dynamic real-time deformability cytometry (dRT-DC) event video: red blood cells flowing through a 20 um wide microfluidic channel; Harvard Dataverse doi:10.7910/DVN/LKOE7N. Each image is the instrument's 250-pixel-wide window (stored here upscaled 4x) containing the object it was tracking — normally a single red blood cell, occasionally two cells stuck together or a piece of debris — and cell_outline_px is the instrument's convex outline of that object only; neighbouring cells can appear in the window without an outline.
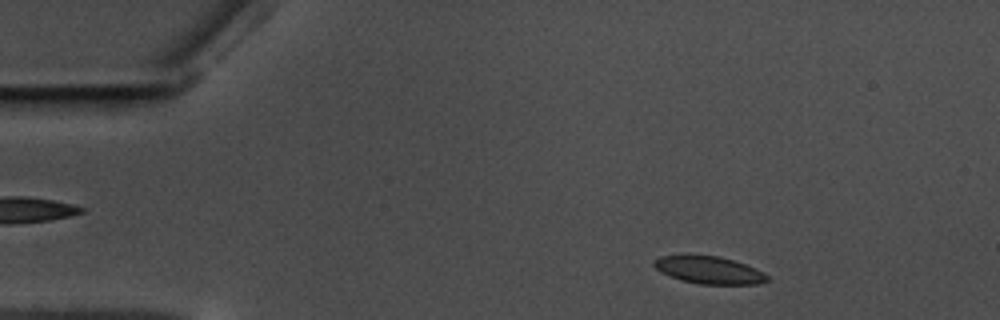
{"species": "common noctule bat (a hibernating species)", "species_latin": "Nyctalus noctula", "temperature_condition": "warm", "stored_images_in_passage": 55, "camera_frame_rate_fps": 3000, "um_per_image_px": 0.085, "animal": {"sex": "male", "body_mass_g": 17.5, "forearm_length_mm": 52.3}, "frame": {"image": 1, "passage_image": 6, "time_ms": 1.667, "image_size_px": [1000, 320], "cell_outline_px": [[768, 280], [760, 284], [700, 284], [680, 280], [660, 272], [652, 264], [652, 260], [660, 256], [688, 252], [720, 256], [756, 268], [764, 272], [768, 276]], "centroid_in_image_um": [60.19, 22.91], "position_along_channel_um": 24.8, "area_um2": 18.84}}
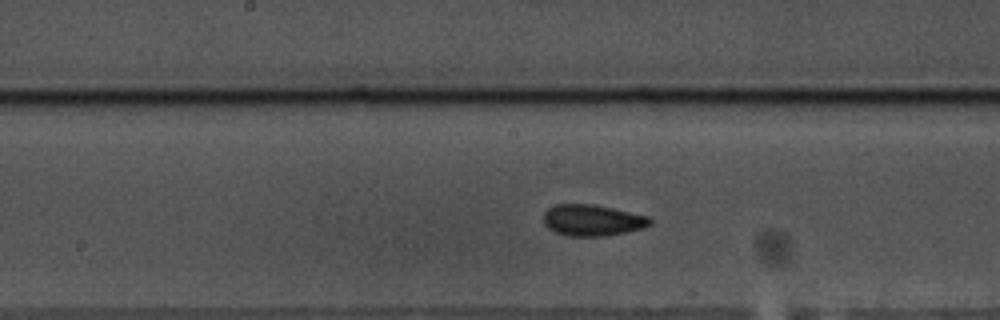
{"frame": {"image": 2, "passage_image": 27, "time_ms": 8.667, "image_size_px": [1000, 320], "cell_outline_px": [[652, 224], [640, 228], [624, 232], [604, 236], [568, 236], [556, 232], [548, 228], [544, 224], [544, 212], [548, 208], [556, 204], [592, 204], [612, 208], [648, 216], [652, 220]], "centroid_in_image_um": [50.32, 18.71], "position_along_channel_um": 197.9, "area_um2": 19.25}}
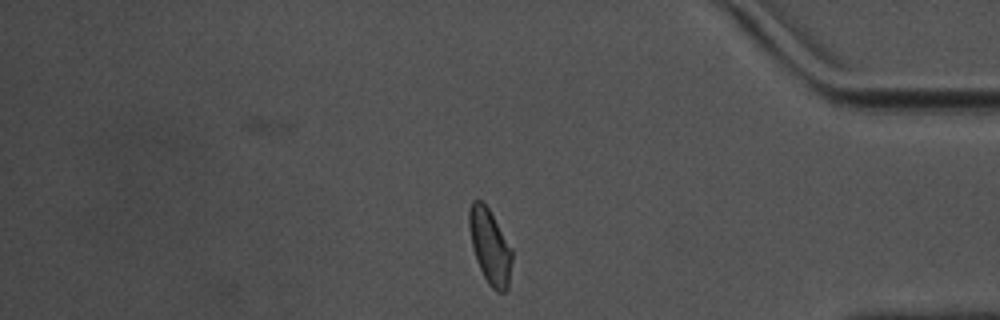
{"frame": {"image": 3, "passage_image": 46, "time_ms": 15.0, "image_size_px": [1000, 320], "cell_outline_px": [[512, 260], [508, 288], [504, 292], [496, 292], [488, 284], [480, 268], [472, 244], [468, 228], [468, 212], [472, 200], [480, 200], [488, 208], [512, 248]], "centroid_in_image_um": [41.65, 20.96], "position_along_channel_um": 393.6, "area_um2": 18.55}, "authors_computed_cell_mechanics": {"area_um2": 18.785, "velocity_mm_per_s": 3.5197, "shape_relaxation_time_tau1_ms": 3.5433, "shape_relaxation_time_tau2_ms": 1.4061, "deformation_change_tau1": 0.1114, "deformation_change_tau2": 0.074}}